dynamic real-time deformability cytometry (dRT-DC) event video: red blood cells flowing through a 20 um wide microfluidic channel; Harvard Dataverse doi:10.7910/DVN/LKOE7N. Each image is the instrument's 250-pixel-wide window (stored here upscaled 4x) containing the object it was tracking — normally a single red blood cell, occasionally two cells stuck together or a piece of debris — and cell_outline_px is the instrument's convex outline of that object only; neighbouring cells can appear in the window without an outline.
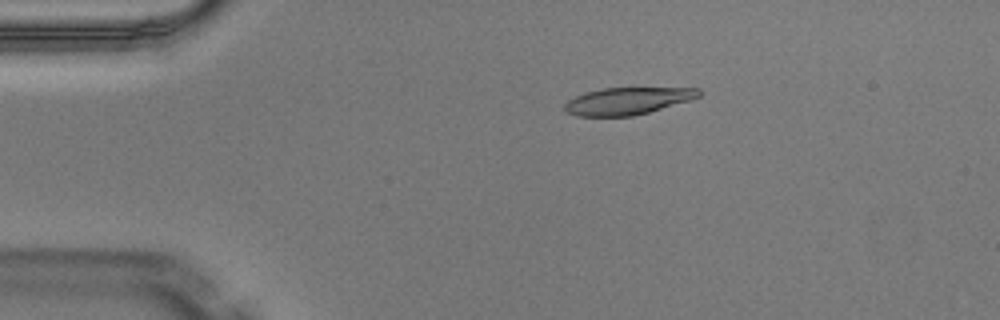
{"species": "Egyptian fruit bat (a non-hibernating species)", "species_latin": "Rousettus aegyptiacus", "temperature_condition": "warm", "stored_images_in_passage": 5, "camera_frame_rate_fps": 3000, "um_per_image_px": 0.085, "animal": {"sex": "male"}, "frame": {"image": 1, "passage_image": 3, "time_ms": 0.667, "image_size_px": [1000, 320], "cell_outline_px": [[700, 96], [692, 100], [648, 112], [632, 116], [576, 116], [568, 112], [564, 108], [564, 104], [568, 100], [576, 96], [588, 92], [604, 88], [700, 88]], "centroid_in_image_um": [53.36, 8.58], "position_along_channel_um": 31.6, "area_um2": 21.04}}
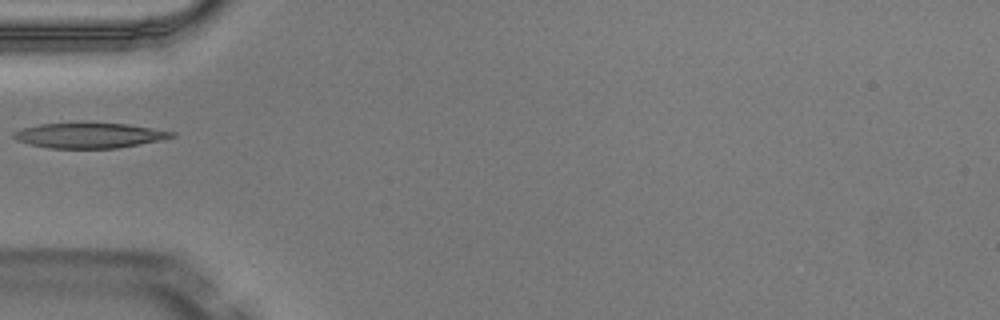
{"frame": {"image": 2, "passage_image": 5, "time_ms": 1.333, "image_size_px": [1000, 320], "cell_outline_px": [[176, 136], [160, 140], [120, 148], [48, 148], [28, 144], [16, 140], [12, 136], [12, 132], [20, 128], [40, 124], [76, 120], [128, 124], [176, 132]], "centroid_in_image_um": [7.54, 11.47], "position_along_channel_um": 77.5, "area_um2": 24.28}}